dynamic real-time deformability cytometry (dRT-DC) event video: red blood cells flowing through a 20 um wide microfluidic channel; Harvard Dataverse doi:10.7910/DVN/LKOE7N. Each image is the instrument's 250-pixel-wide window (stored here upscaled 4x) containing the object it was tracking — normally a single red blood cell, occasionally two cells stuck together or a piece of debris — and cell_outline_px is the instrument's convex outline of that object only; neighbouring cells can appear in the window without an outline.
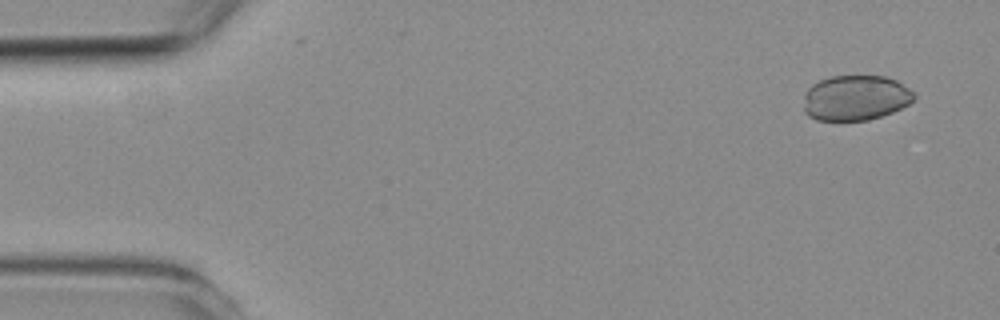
{"species": "common noctule bat (a hibernating species)", "species_latin": "Nyctalus noctula", "temperature_condition": "room temperature", "stored_images_in_passage": 4, "camera_frame_rate_fps": 3000, "um_per_image_px": 0.085, "animal": {"sex": "female", "body_mass_g": 19.3, "forearm_length_mm": 54.1}, "frame": {"image": 1, "passage_image": 1, "time_ms": 0.0, "image_size_px": [1000, 320], "cell_outline_px": [[916, 96], [908, 104], [892, 112], [868, 120], [816, 120], [808, 116], [804, 112], [804, 92], [812, 84], [820, 80], [832, 76], [884, 76], [896, 80], [908, 88]], "centroid_in_image_um": [72.68, 8.32], "position_along_channel_um": 12.3, "area_um2": 29.07}}